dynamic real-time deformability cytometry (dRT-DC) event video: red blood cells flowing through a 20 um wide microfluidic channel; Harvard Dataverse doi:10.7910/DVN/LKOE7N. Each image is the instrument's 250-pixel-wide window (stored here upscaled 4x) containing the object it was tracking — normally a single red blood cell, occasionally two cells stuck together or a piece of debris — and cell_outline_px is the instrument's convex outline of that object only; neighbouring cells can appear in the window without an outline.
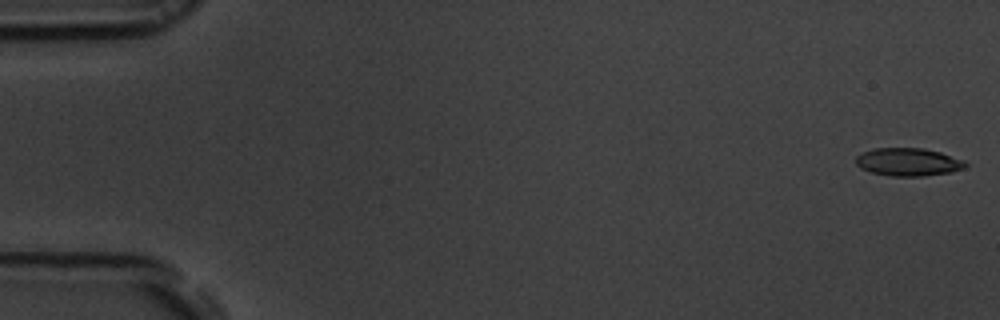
{"species": "common noctule bat (a hibernating species)", "species_latin": "Nyctalus noctula", "temperature_condition": "room temperature", "stored_images_in_passage": 54, "camera_frame_rate_fps": 3000, "um_per_image_px": 0.085, "animal": {"sex": "male", "body_mass_g": 19.5, "forearm_length_mm": 54.6}, "frame": {"image": 1, "passage_image": 1, "time_ms": 0.0, "image_size_px": [1000, 320], "cell_outline_px": [[968, 164], [964, 168], [952, 172], [924, 176], [892, 176], [872, 172], [860, 168], [856, 164], [856, 156], [872, 148], [924, 148], [940, 152], [964, 160]], "centroid_in_image_um": [77.21, 13.77], "position_along_channel_um": 7.8, "area_um2": 17.86}}
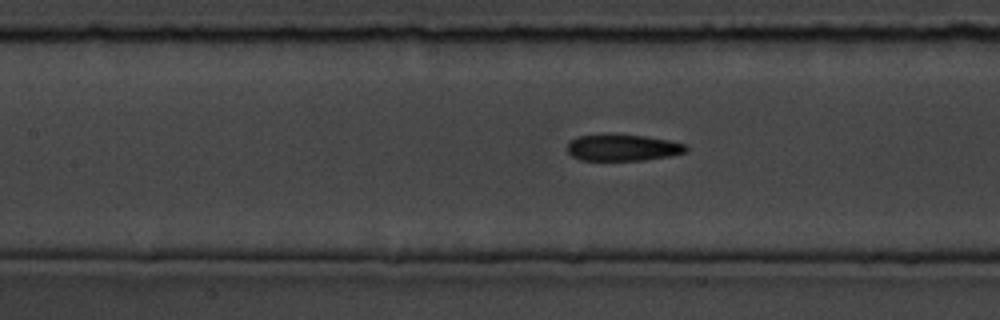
{"frame": {"image": 2, "passage_image": 24, "time_ms": 7.667, "image_size_px": [1000, 320], "cell_outline_px": [[688, 148], [684, 152], [668, 156], [644, 160], [580, 160], [572, 156], [568, 152], [568, 144], [572, 140], [580, 136], [608, 132], [644, 136], [668, 140], [688, 144]], "centroid_in_image_um": [52.92, 12.52], "position_along_channel_um": 154.5, "area_um2": 18.61}}
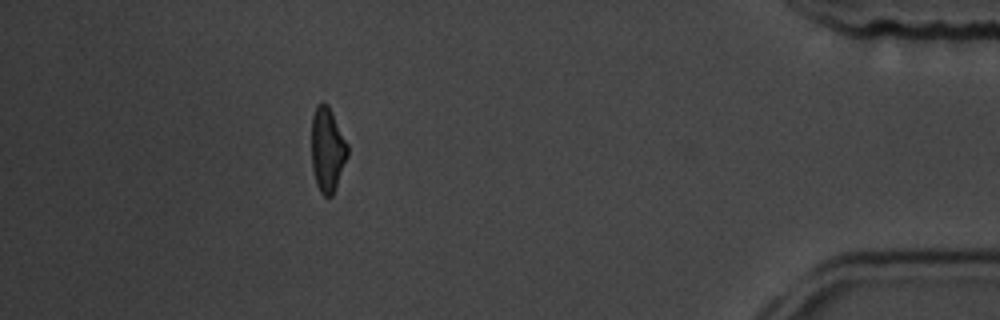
{"frame": {"image": 3, "passage_image": 48, "time_ms": 15.667, "image_size_px": [1000, 320], "cell_outline_px": [[348, 156], [336, 188], [332, 196], [324, 196], [320, 192], [316, 184], [312, 168], [312, 116], [316, 104], [324, 100], [328, 104], [348, 144]], "centroid_in_image_um": [27.83, 12.7], "position_along_channel_um": 407.4, "area_um2": 17.98}, "authors_computed_cell_mechanics": {"area_um2": 18.6116, "velocity_mm_per_s": 3.8127, "shape_relaxation_time_tau1_ms": 3.5967, "shape_relaxation_time_tau2_ms": 2.627, "deformation_change_tau1": 0.1386, "deformation_change_tau2": 0.1116}}